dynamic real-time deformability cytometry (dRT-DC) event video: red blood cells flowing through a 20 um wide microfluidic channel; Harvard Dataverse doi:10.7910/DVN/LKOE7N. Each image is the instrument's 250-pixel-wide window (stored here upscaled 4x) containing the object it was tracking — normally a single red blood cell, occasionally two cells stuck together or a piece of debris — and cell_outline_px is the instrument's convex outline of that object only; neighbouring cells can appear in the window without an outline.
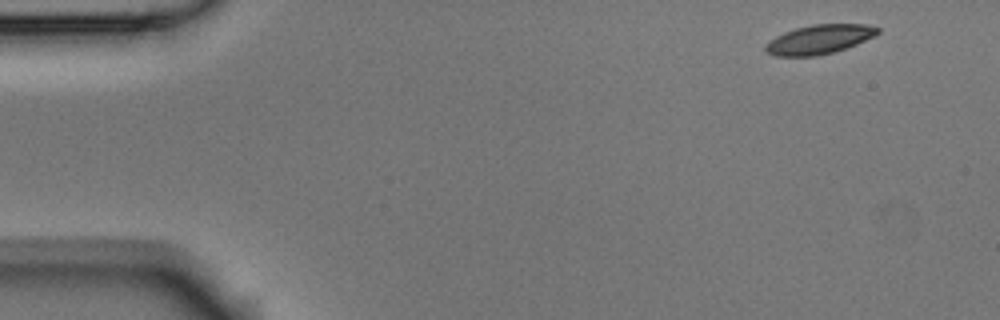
{"species": "Egyptian fruit bat (a non-hibernating species)", "species_latin": "Rousettus aegyptiacus", "temperature_condition": "room temperature", "stored_images_in_passage": 5, "segment_of_instrument_passage": [1, 2], "camera_frame_rate_fps": 3000, "um_per_image_px": 0.085, "animal": {"sex": "male"}, "frame": {"image": 1, "passage_image": 1, "time_ms": 0.0, "image_size_px": [1000, 320], "cell_outline_px": [[880, 32], [876, 36], [856, 44], [832, 52], [816, 56], [776, 56], [768, 52], [764, 48], [764, 44], [768, 40], [784, 32], [796, 28], [812, 24], [864, 24], [880, 28]], "centroid_in_image_um": [69.63, 3.34], "position_along_channel_um": 15.4, "area_um2": 19.07}}
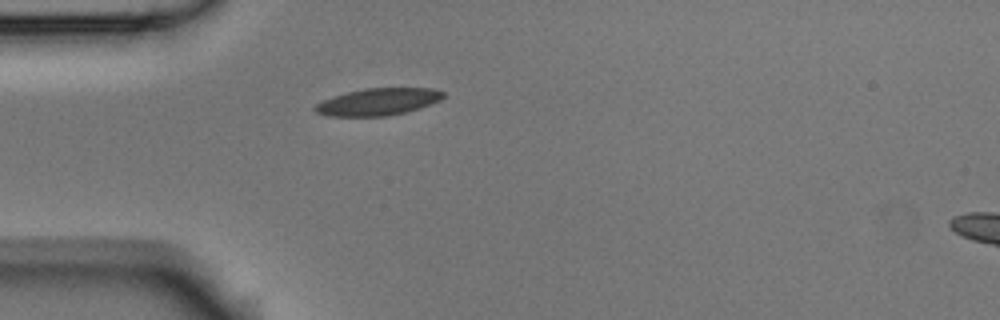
{"frame": {"image": 2, "passage_image": 4, "time_ms": 1.0, "image_size_px": [1000, 320], "cell_outline_px": [[444, 96], [440, 100], [420, 108], [388, 116], [328, 116], [316, 112], [312, 108], [316, 104], [324, 100], [348, 92], [364, 88], [432, 88], [444, 92]], "centroid_in_image_um": [32.14, 8.65], "position_along_channel_um": 52.9, "area_um2": 20.06}}